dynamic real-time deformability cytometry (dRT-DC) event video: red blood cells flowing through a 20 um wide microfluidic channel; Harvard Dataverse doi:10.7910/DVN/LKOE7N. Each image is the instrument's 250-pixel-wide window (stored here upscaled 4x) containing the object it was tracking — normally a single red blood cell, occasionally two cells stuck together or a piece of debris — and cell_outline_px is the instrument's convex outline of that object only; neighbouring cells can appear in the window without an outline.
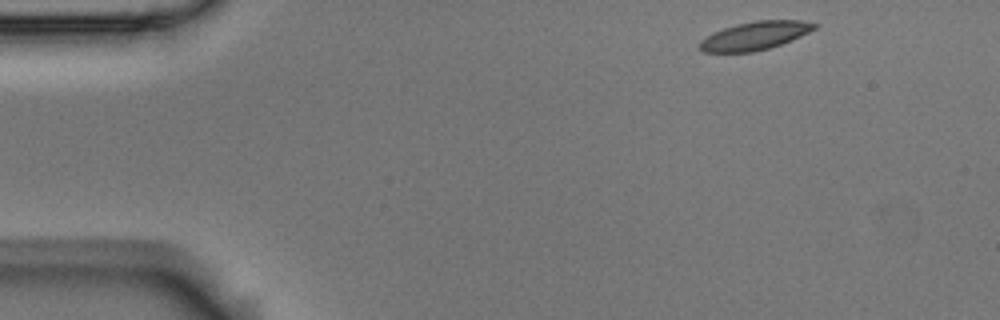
{"species": "Egyptian fruit bat (a non-hibernating species)", "species_latin": "Rousettus aegyptiacus", "temperature_condition": "room temperature", "stored_images_in_passage": 5, "camera_frame_rate_fps": 3000, "um_per_image_px": 0.085, "animal": {"sex": "male"}, "frame": {"image": 1, "passage_image": 1, "time_ms": 0.0, "image_size_px": [1000, 320], "cell_outline_px": [[816, 28], [792, 40], [768, 48], [752, 52], [704, 52], [700, 48], [700, 40], [712, 32], [736, 24], [756, 20], [800, 20], [816, 24]], "centroid_in_image_um": [64.14, 3.03], "position_along_channel_um": 20.9, "area_um2": 18.73}}
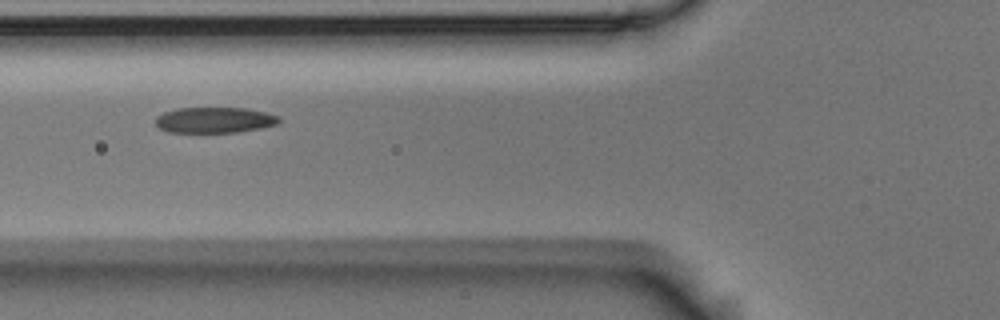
{"frame": {"image": 2, "passage_image": 5, "time_ms": 1.333, "image_size_px": [1000, 320], "cell_outline_px": [[280, 120], [276, 124], [260, 128], [236, 132], [168, 132], [160, 128], [156, 124], [156, 116], [164, 112], [176, 108], [244, 108], [264, 112], [280, 116]], "centroid_in_image_um": [18.21, 10.2], "position_along_channel_um": 107.6, "area_um2": 18.38}}